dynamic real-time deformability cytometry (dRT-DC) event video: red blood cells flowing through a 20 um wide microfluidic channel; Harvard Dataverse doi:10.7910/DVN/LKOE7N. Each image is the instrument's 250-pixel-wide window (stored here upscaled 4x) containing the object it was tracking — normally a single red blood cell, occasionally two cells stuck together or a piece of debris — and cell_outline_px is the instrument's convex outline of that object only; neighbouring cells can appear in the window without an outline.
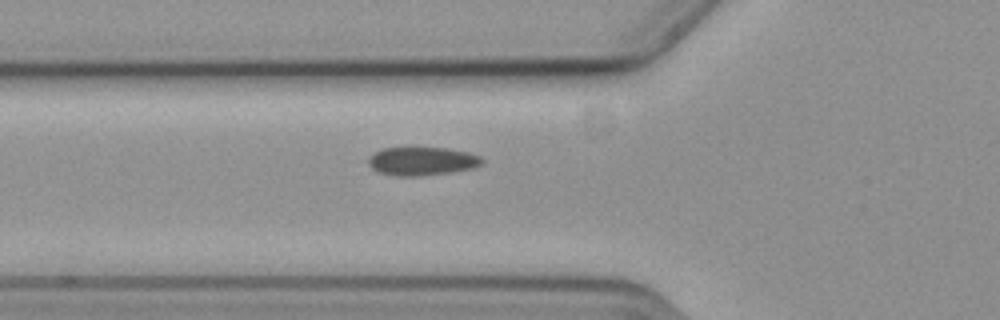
{"species": "common noctule bat (a hibernating species)", "species_latin": "Nyctalus noctula", "temperature_condition": "cold", "stored_images_in_passage": 34, "camera_frame_rate_fps": 3000, "um_per_image_px": 0.085, "animal": {"sex": "female", "body_mass_g": 19.3, "forearm_length_mm": 54.1}, "frame": {"image": 1, "passage_image": 2, "time_ms": 0.333, "image_size_px": [1000, 320], "cell_outline_px": [[484, 164], [476, 168], [452, 172], [416, 176], [392, 176], [376, 172], [368, 164], [368, 156], [380, 148], [412, 144], [448, 148], [468, 152], [480, 156], [484, 160]], "centroid_in_image_um": [35.83, 13.64], "position_along_channel_um": 90.0, "area_um2": 20.17}}
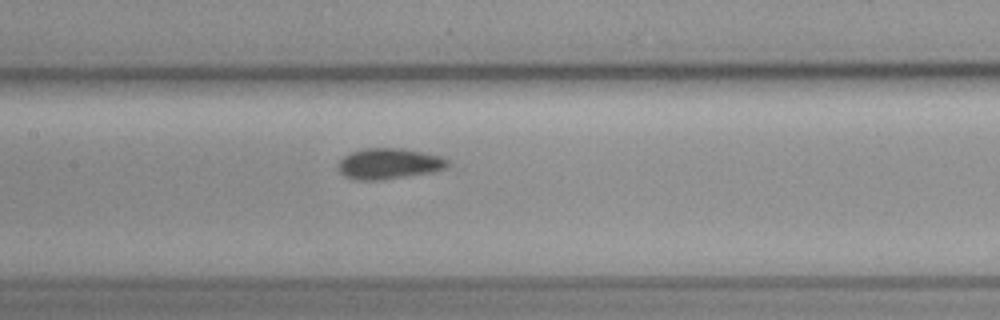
{"frame": {"image": 2, "passage_image": 9, "time_ms": 2.667, "image_size_px": [1000, 320], "cell_outline_px": [[448, 164], [444, 168], [432, 172], [384, 180], [356, 180], [344, 176], [336, 168], [336, 164], [344, 156], [352, 152], [364, 148], [400, 148], [440, 156], [448, 160]], "centroid_in_image_um": [32.99, 13.92], "position_along_channel_um": 174.4, "area_um2": 19.65}}
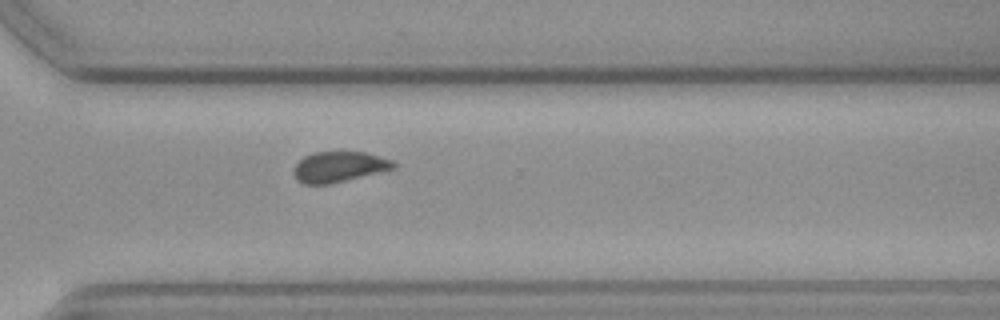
{"frame": {"image": 3, "passage_image": 23, "time_ms": 7.333, "image_size_px": [1000, 320], "cell_outline_px": [[396, 168], [380, 172], [328, 184], [304, 184], [296, 176], [296, 164], [304, 156], [316, 152], [364, 152], [380, 156], [392, 160], [396, 164]], "centroid_in_image_um": [28.88, 14.17], "position_along_channel_um": 341.7, "area_um2": 17.34}}